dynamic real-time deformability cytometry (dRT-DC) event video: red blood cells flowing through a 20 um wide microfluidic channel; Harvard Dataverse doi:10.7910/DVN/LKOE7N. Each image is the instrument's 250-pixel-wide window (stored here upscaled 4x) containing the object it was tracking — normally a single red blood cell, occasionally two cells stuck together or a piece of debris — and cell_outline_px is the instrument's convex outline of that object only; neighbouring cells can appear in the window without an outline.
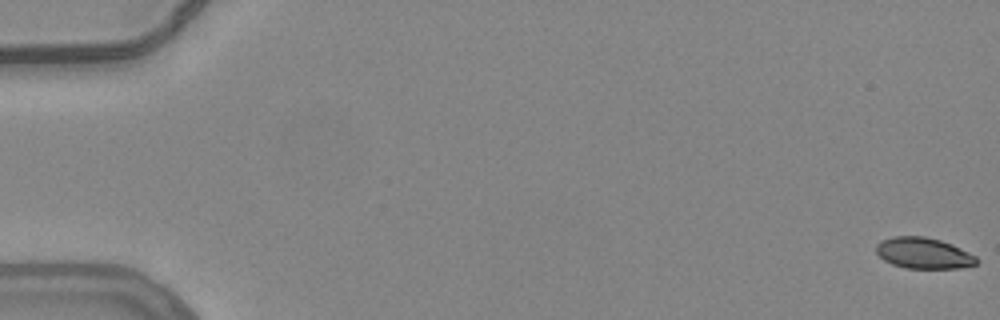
{"species": "common noctule bat (a hibernating species)", "species_latin": "Nyctalus noctula", "temperature_condition": "warm", "stored_images_in_passage": 10, "camera_frame_rate_fps": 3000, "um_per_image_px": 0.085, "animal": {"sex": "female", "body_mass_g": 24.6, "forearm_length_mm": 56.2}, "frame": {"image": 1, "passage_image": 1, "time_ms": 0.0, "image_size_px": [1000, 320], "cell_outline_px": [[980, 260], [976, 264], [960, 268], [904, 268], [892, 264], [884, 260], [876, 252], [876, 244], [880, 240], [892, 236], [924, 236], [940, 240], [952, 244], [976, 256]], "centroid_in_image_um": [78.49, 21.51], "position_along_channel_um": 6.5, "area_um2": 18.26}}